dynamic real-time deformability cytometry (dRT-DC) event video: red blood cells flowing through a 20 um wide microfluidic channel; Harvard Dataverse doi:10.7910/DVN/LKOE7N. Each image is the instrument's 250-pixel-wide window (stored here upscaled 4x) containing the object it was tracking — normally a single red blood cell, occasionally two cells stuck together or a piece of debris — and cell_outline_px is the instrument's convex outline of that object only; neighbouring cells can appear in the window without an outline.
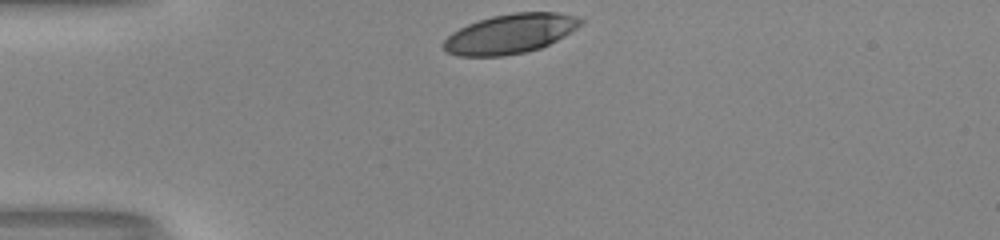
{"species": "human", "species_latin": "Homo sapiens", "temperature_condition": "room temperature", "stored_images_in_passage": 30, "camera_frame_rate_fps": 3000, "um_per_image_px": 0.085, "donor": {"sex": "male"}, "frame": {"image": 1, "passage_image": 1, "time_ms": 0.0, "image_size_px": [1000, 240], "cell_outline_px": [[584, 20], [576, 28], [564, 36], [540, 48], [524, 52], [504, 56], [460, 56], [448, 52], [440, 44], [452, 32], [468, 24], [492, 16], [512, 12], [556, 12], [576, 16]], "centroid_in_image_um": [43.34, 2.86], "position_along_channel_um": 41.7, "area_um2": 31.39}}
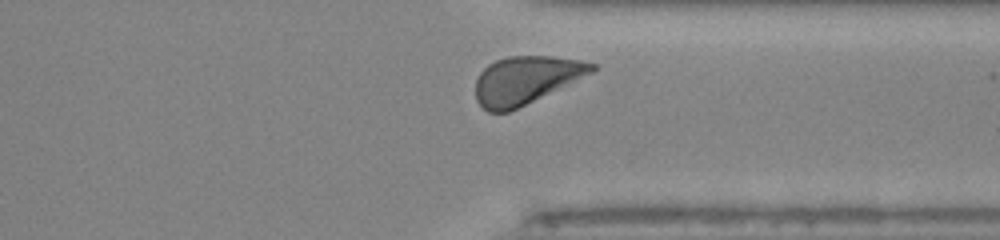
{"frame": {"image": 2, "passage_image": 28, "time_ms": 9.0, "image_size_px": [1000, 240], "cell_outline_px": [[596, 68], [592, 72], [508, 112], [488, 112], [476, 100], [476, 80], [480, 72], [488, 64], [496, 60], [508, 56], [552, 56], [580, 60], [596, 64]], "centroid_in_image_um": [44.65, 6.79], "position_along_channel_um": 366.7, "area_um2": 31.79}, "authors_computed_cell_mechanics": {"area_um2": 32.946, "velocity_mm_per_s": 3.9947, "shape_relaxation_time_tau1_ms": 3.3795, "shape_relaxation_time_tau2_ms": null, "deformation_change_tau1": 0.1518, "deformation_change_tau2": null}}